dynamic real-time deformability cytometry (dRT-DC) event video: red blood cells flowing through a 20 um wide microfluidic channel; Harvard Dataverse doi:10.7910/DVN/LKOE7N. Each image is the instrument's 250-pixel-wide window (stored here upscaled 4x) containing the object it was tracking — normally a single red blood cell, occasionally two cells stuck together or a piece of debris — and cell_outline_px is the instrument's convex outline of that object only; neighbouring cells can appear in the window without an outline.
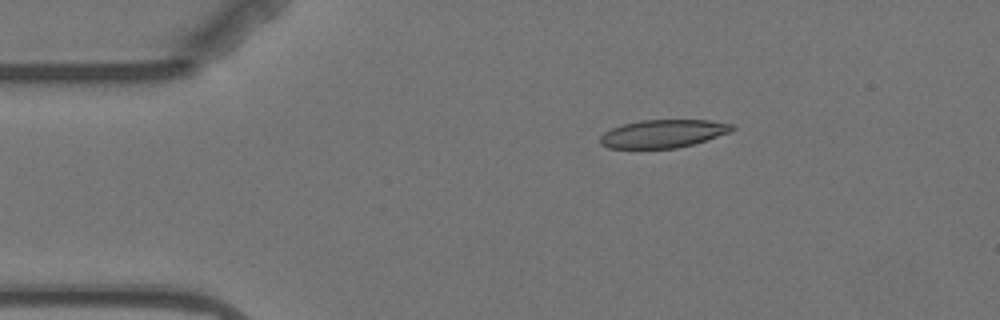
{"species": "Egyptian fruit bat (a non-hibernating species)", "species_latin": "Rousettus aegyptiacus", "temperature_condition": "warm", "stored_images_in_passage": 9, "camera_frame_rate_fps": 3000, "um_per_image_px": 0.085, "animal": {"sex": "female"}, "frame": {"image": 1, "passage_image": 1, "time_ms": 0.0, "image_size_px": [1000, 320], "cell_outline_px": [[736, 128], [732, 132], [692, 144], [676, 148], [608, 148], [600, 144], [600, 136], [604, 132], [612, 128], [624, 124], [640, 120], [708, 120], [736, 124]], "centroid_in_image_um": [56.4, 11.35], "position_along_channel_um": 28.6, "area_um2": 21.62}}
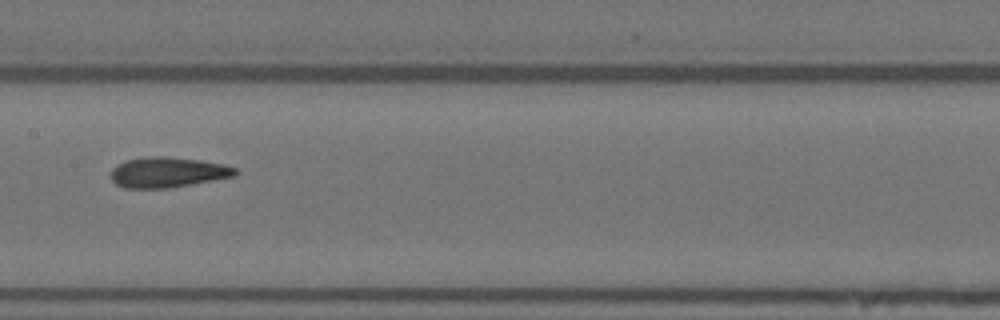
{"frame": {"image": 2, "passage_image": 6, "time_ms": 6.0, "image_size_px": [1000, 320], "cell_outline_px": [[240, 172], [236, 176], [168, 188], [124, 188], [116, 184], [112, 180], [112, 168], [116, 164], [124, 160], [148, 156], [160, 156], [200, 160], [224, 164], [236, 168]], "centroid_in_image_um": [14.26, 14.64], "position_along_channel_um": 193.1, "area_um2": 22.08}}
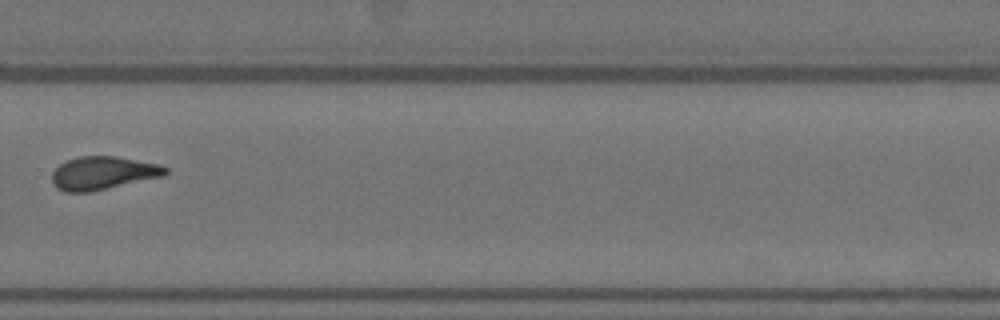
{"frame": {"image": 3, "passage_image": 9, "time_ms": 9.667, "image_size_px": [1000, 320], "cell_outline_px": [[168, 172], [164, 176], [88, 192], [64, 192], [56, 188], [52, 184], [52, 172], [64, 160], [80, 156], [116, 156], [160, 164], [168, 168]], "centroid_in_image_um": [8.73, 14.7], "position_along_channel_um": 321.1, "area_um2": 22.02}}